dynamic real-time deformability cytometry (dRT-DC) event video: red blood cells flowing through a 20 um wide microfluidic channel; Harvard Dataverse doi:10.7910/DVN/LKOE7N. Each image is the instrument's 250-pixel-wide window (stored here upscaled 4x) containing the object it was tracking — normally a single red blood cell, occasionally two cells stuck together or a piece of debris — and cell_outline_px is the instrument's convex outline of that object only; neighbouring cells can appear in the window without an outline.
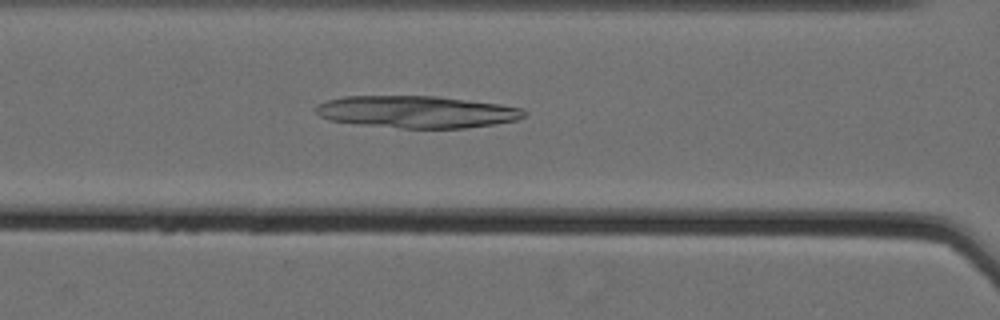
{"species": "Egyptian fruit bat (a non-hibernating species)", "species_latin": "Rousettus aegyptiacus", "temperature_condition": "cold", "stored_images_in_passage": 59, "camera_frame_rate_fps": 3000, "um_per_image_px": 0.085, "animal": {"sex": "female"}, "frame": {"image": 1, "passage_image": 29, "time_ms": 9.333, "image_size_px": [1000, 320], "cell_outline_px": [[528, 116], [516, 120], [496, 124], [464, 128], [400, 128], [360, 124], [328, 120], [320, 116], [316, 112], [316, 104], [324, 100], [344, 96], [440, 96], [500, 104], [524, 108], [528, 112]], "centroid_in_image_um": [35.46, 9.5], "position_along_channel_um": 131.1, "area_um2": 39.36}}
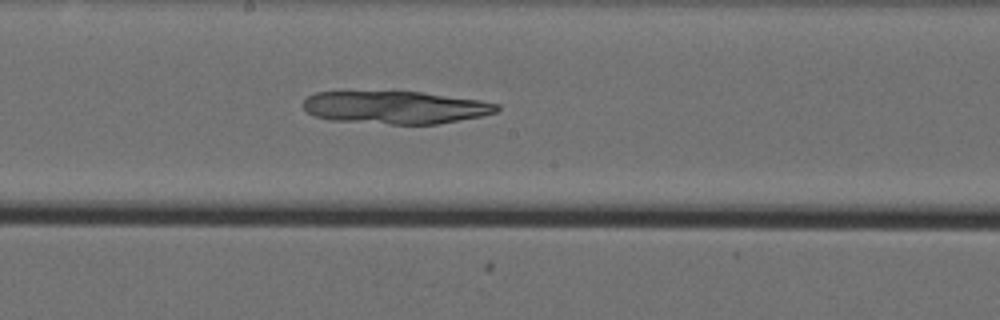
{"frame": {"image": 2, "passage_image": 36, "time_ms": 11.667, "image_size_px": [1000, 320], "cell_outline_px": [[500, 108], [496, 112], [480, 116], [436, 124], [392, 124], [328, 120], [316, 116], [308, 112], [304, 108], [304, 100], [308, 96], [316, 92], [420, 92], [480, 100], [500, 104]], "centroid_in_image_um": [33.61, 9.13], "position_along_channel_um": 214.6, "area_um2": 36.59}}
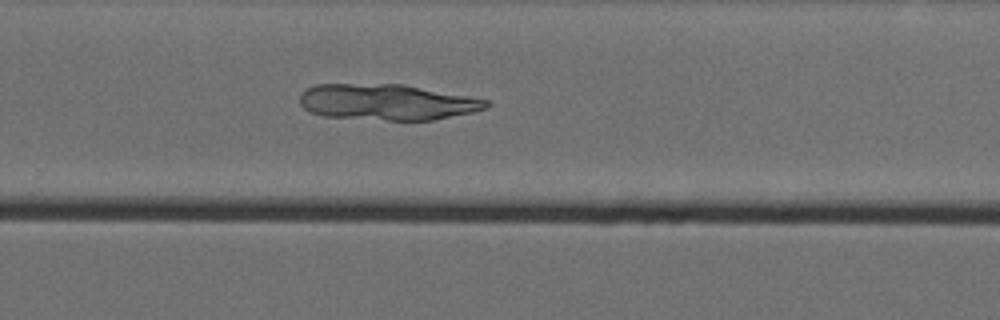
{"frame": {"image": 3, "passage_image": 43, "time_ms": 14.0, "image_size_px": [1000, 320], "cell_outline_px": [[492, 104], [488, 108], [472, 112], [436, 120], [388, 120], [324, 116], [308, 112], [300, 104], [300, 96], [308, 88], [316, 84], [404, 84], [468, 96], [488, 100]], "centroid_in_image_um": [32.92, 8.68], "position_along_channel_um": 296.9, "area_um2": 39.13}}